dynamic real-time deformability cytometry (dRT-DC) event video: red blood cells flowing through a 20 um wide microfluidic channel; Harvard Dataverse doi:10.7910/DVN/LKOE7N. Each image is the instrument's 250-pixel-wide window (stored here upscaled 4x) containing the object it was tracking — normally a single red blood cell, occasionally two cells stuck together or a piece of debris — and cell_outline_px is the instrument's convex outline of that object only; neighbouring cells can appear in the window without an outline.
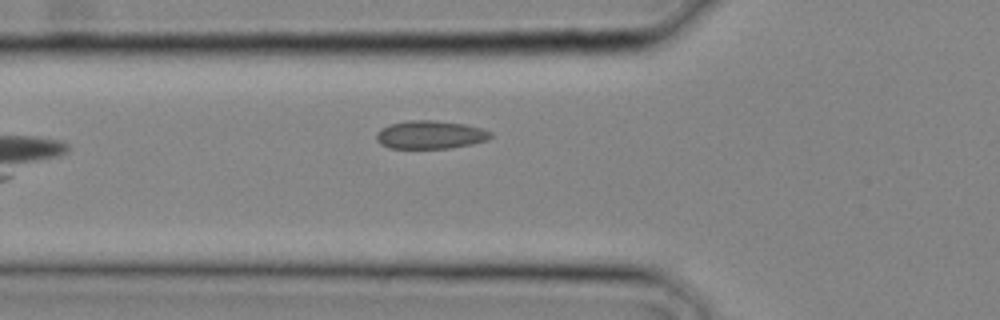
{"species": "common noctule bat (a hibernating species)", "species_latin": "Nyctalus noctula", "temperature_condition": "cold", "stored_images_in_passage": 6, "camera_frame_rate_fps": 3000, "um_per_image_px": 0.085, "animal": {"sex": "male", "body_mass_g": 20.4}, "frame": {"image": 1, "passage_image": 2, "time_ms": 0.333, "image_size_px": [1000, 320], "cell_outline_px": [[492, 136], [488, 140], [472, 144], [452, 148], [388, 148], [380, 144], [376, 140], [376, 132], [380, 128], [392, 124], [408, 120], [432, 120], [464, 124], [480, 128], [492, 132]], "centroid_in_image_um": [36.56, 11.46], "position_along_channel_um": 89.2, "area_um2": 18.84}}
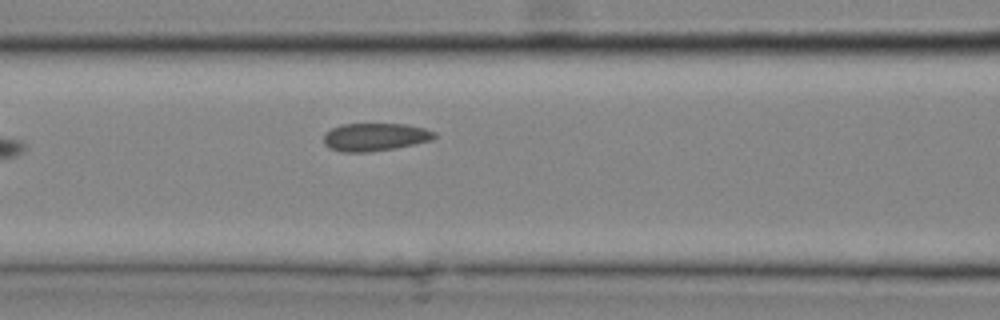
{"frame": {"image": 2, "passage_image": 4, "time_ms": 1.0, "image_size_px": [1000, 320], "cell_outline_px": [[436, 136], [432, 140], [396, 148], [368, 152], [340, 152], [328, 148], [324, 144], [324, 132], [340, 124], [404, 124], [424, 128], [436, 132]], "centroid_in_image_um": [31.84, 11.65], "position_along_channel_um": 134.8, "area_um2": 18.15}}
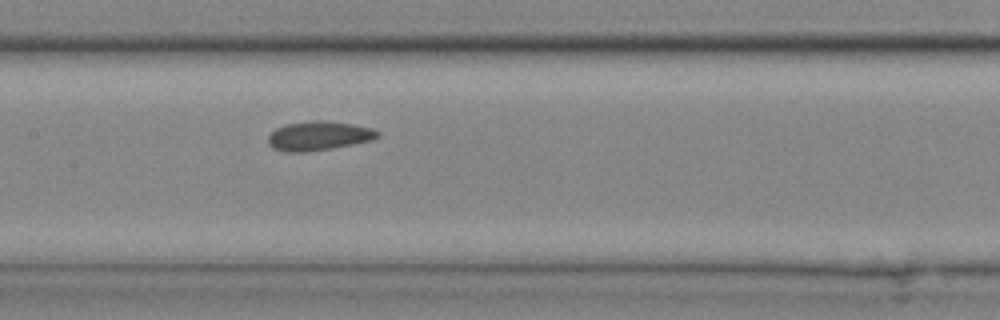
{"frame": {"image": 3, "passage_image": 6, "time_ms": 1.667, "image_size_px": [1000, 320], "cell_outline_px": [[380, 136], [372, 140], [332, 148], [308, 152], [284, 152], [272, 148], [268, 144], [268, 136], [276, 128], [288, 124], [312, 120], [324, 120], [352, 124], [372, 128], [380, 132]], "centroid_in_image_um": [27.08, 11.55], "position_along_channel_um": 180.3, "area_um2": 18.67}}